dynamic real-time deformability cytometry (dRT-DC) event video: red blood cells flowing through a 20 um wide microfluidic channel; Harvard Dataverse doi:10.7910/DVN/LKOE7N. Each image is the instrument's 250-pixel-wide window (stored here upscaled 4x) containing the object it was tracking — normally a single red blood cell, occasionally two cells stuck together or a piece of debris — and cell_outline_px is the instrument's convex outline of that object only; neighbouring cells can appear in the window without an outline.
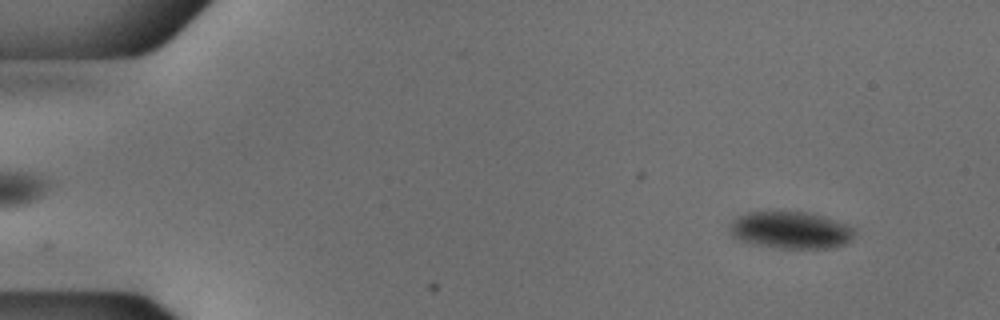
{"species": "common noctule bat (a hibernating species)", "species_latin": "Nyctalus noctula", "temperature_condition": "cold", "stored_images_in_passage": 15, "camera_frame_rate_fps": 3000, "um_per_image_px": 0.085, "animal": {"sex": "male", "body_mass_g": 18.8}, "frame": {"image": 1, "passage_image": 5, "time_ms": 1.333, "image_size_px": [1000, 320], "cell_outline_px": [[856, 232], [852, 240], [844, 244], [828, 248], [780, 248], [756, 244], [740, 240], [732, 232], [732, 220], [748, 212], [808, 212], [824, 216], [848, 224], [856, 228]], "centroid_in_image_um": [67.32, 19.55], "position_along_channel_um": 17.7, "area_um2": 26.7}}